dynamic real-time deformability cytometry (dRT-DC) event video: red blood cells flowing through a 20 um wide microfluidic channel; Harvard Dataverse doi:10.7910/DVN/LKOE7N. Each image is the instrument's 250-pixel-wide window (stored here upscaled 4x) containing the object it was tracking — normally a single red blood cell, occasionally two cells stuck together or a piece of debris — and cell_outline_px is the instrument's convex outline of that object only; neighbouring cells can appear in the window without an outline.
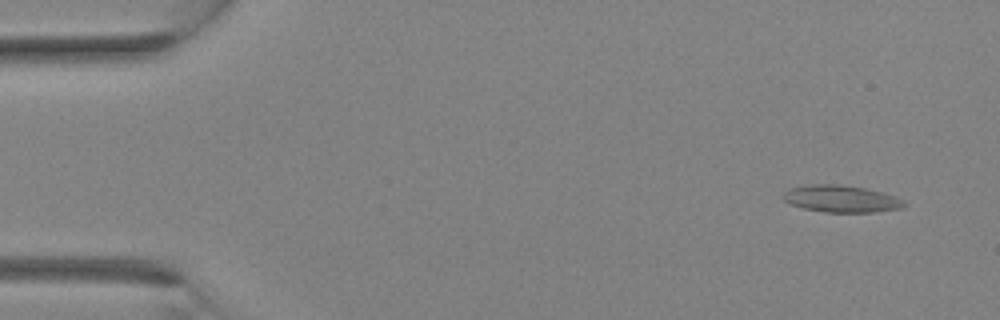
{"species": "Egyptian fruit bat (a non-hibernating species)", "species_latin": "Rousettus aegyptiacus", "temperature_condition": "room temperature", "stored_images_in_passage": 31, "camera_frame_rate_fps": 3000, "um_per_image_px": 0.085, "animal": {"sex": "female"}, "frame": {"image": 1, "passage_image": 2, "time_ms": 0.333, "image_size_px": [1000, 320], "cell_outline_px": [[908, 204], [900, 208], [876, 212], [824, 212], [804, 208], [788, 204], [780, 196], [788, 188], [812, 184], [840, 184], [864, 188], [896, 196], [904, 200]], "centroid_in_image_um": [71.47, 16.89], "position_along_channel_um": 13.5, "area_um2": 19.19}}
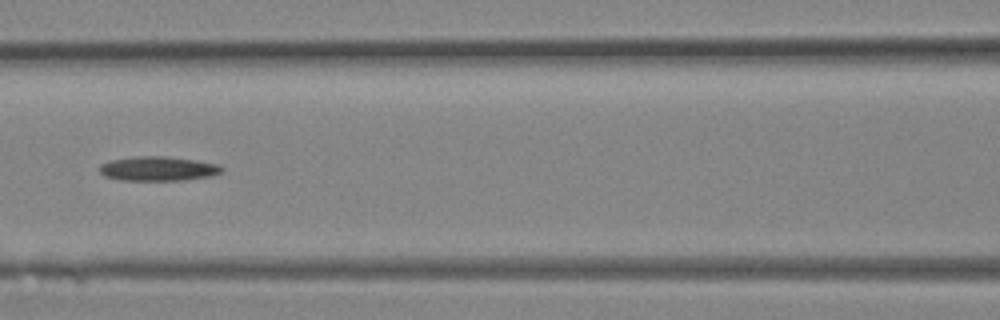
{"frame": {"image": 2, "passage_image": 14, "time_ms": 4.333, "image_size_px": [1000, 320], "cell_outline_px": [[224, 168], [220, 172], [212, 176], [184, 180], [120, 180], [104, 176], [100, 172], [100, 164], [108, 160], [132, 156], [164, 156], [196, 160], [220, 164]], "centroid_in_image_um": [13.43, 14.33], "position_along_channel_um": 153.2, "area_um2": 17.57}}
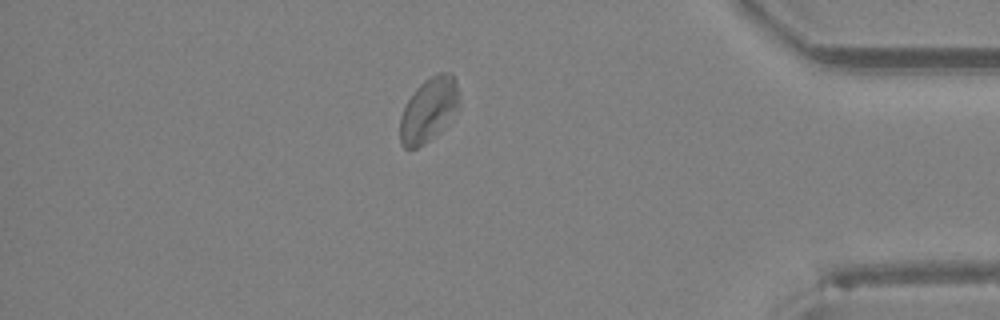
{"frame": {"image": 3, "passage_image": 27, "time_ms": 8.667, "image_size_px": [1000, 320], "cell_outline_px": [[460, 108], [428, 140], [416, 148], [404, 148], [400, 144], [400, 116], [408, 100], [416, 88], [428, 76], [436, 72], [452, 72], [456, 80], [460, 100]], "centroid_in_image_um": [36.45, 9.26], "position_along_channel_um": 398.7, "area_um2": 22.02}}